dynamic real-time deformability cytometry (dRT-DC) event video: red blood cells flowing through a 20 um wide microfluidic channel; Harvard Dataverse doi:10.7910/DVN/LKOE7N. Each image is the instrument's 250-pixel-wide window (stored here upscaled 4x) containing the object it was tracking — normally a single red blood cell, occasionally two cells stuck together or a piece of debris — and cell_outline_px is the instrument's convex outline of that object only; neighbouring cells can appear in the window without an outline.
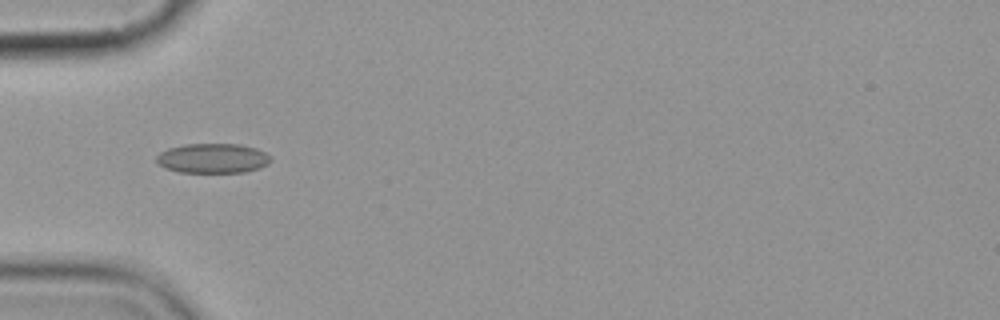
{"species": "common noctule bat (a hibernating species)", "species_latin": "Nyctalus noctula", "temperature_condition": "cold", "stored_images_in_passage": 8, "camera_frame_rate_fps": 3000, "um_per_image_px": 0.085, "animal": {"sex": "female", "body_mass_g": 19.9}, "frame": {"image": 1, "passage_image": 6, "time_ms": 5.667, "image_size_px": [1000, 320], "cell_outline_px": [[272, 160], [268, 164], [260, 168], [244, 172], [180, 172], [164, 168], [156, 160], [156, 156], [160, 152], [168, 148], [184, 144], [240, 144], [256, 148], [272, 156]], "centroid_in_image_um": [18.1, 13.45], "position_along_channel_um": 66.9, "area_um2": 19.88}}
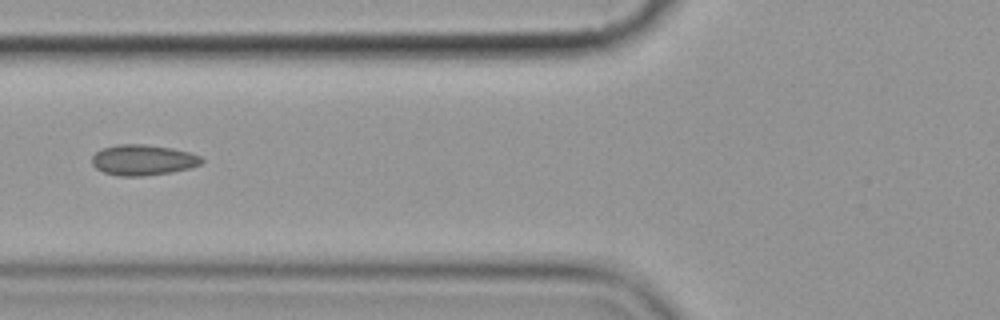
{"frame": {"image": 2, "passage_image": 7, "time_ms": 7.0, "image_size_px": [1000, 320], "cell_outline_px": [[204, 160], [200, 164], [188, 168], [172, 172], [144, 176], [116, 176], [104, 172], [96, 168], [92, 164], [92, 156], [96, 152], [104, 148], [116, 144], [144, 144], [172, 148], [188, 152], [200, 156]], "centroid_in_image_um": [12.13, 13.6], "position_along_channel_um": 113.7, "area_um2": 19.54}}
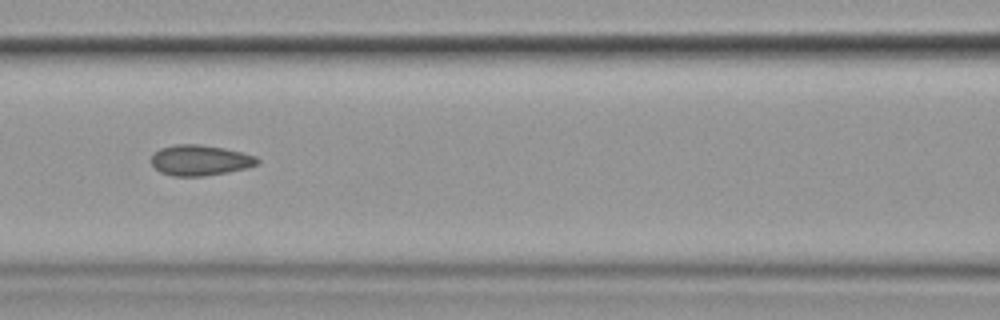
{"frame": {"image": 3, "passage_image": 8, "time_ms": 8.0, "image_size_px": [1000, 320], "cell_outline_px": [[260, 160], [256, 164], [244, 168], [228, 172], [204, 176], [172, 176], [160, 172], [152, 164], [152, 152], [160, 148], [176, 144], [200, 144], [224, 148], [256, 156]], "centroid_in_image_um": [16.97, 13.61], "position_along_channel_um": 149.6, "area_um2": 18.84}}